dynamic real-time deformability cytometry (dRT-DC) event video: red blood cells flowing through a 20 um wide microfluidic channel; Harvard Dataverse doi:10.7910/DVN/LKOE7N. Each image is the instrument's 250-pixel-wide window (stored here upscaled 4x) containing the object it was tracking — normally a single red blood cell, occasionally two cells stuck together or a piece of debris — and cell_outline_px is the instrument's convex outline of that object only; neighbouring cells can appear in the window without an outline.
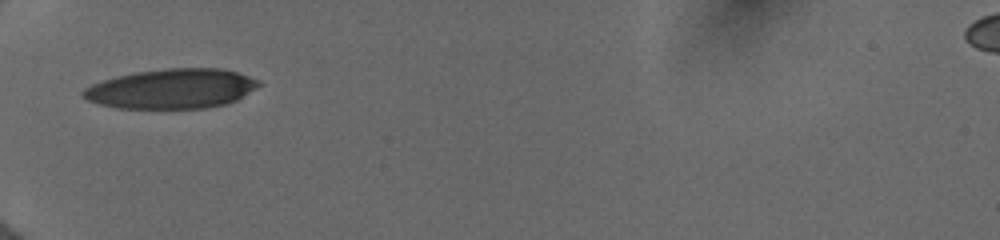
{"species": "human", "species_latin": "Homo sapiens", "temperature_condition": "cold", "stored_images_in_passage": 33, "camera_frame_rate_fps": 3000, "um_per_image_px": 0.085, "donor": {"sex": "female"}, "frame": {"image": 1, "passage_image": 1, "time_ms": 0.0, "image_size_px": [1000, 240], "cell_outline_px": [[264, 84], [236, 100], [224, 104], [204, 108], [116, 108], [100, 104], [88, 100], [80, 96], [80, 92], [84, 88], [92, 84], [116, 76], [132, 72], [164, 68], [220, 68], [236, 72], [260, 80]], "centroid_in_image_um": [14.58, 7.53], "position_along_channel_um": 70.4, "area_um2": 40.86}}
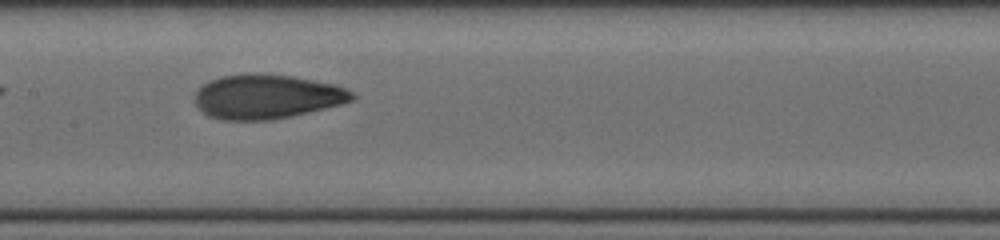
{"frame": {"image": 2, "passage_image": 10, "time_ms": 3.0, "image_size_px": [1000, 240], "cell_outline_px": [[356, 96], [352, 100], [340, 104], [292, 116], [272, 120], [224, 120], [208, 116], [196, 104], [196, 92], [204, 84], [220, 76], [256, 72], [292, 76], [336, 84], [352, 92]], "centroid_in_image_um": [22.69, 8.2], "position_along_channel_um": 184.7, "area_um2": 40.52}}
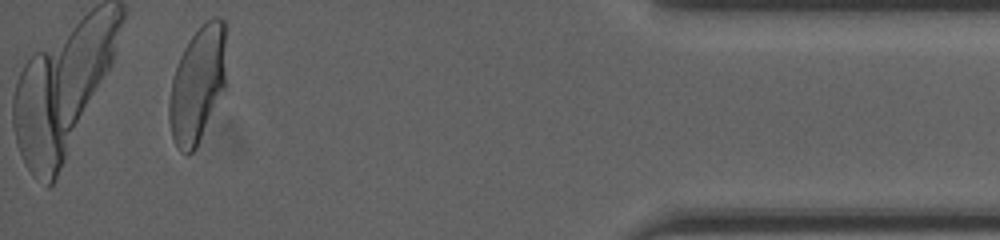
{"frame": {"image": 3, "passage_image": 31, "time_ms": 10.0, "image_size_px": [1000, 240], "cell_outline_px": [[224, 92], [196, 148], [188, 156], [180, 152], [172, 136], [168, 120], [168, 100], [172, 80], [180, 56], [184, 48], [200, 24], [212, 16], [220, 16], [224, 20]], "centroid_in_image_um": [16.77, 7.21], "position_along_channel_um": 418.4, "area_um2": 38.61}, "authors_computed_cell_mechanics": {"area_um2": 40.0554, "velocity_mm_per_s": 3.9928, "shape_relaxation_time_tau1_ms": 4.3012, "shape_relaxation_time_tau2_ms": 1.074, "deformation_change_tau1": 0.171, "deformation_change_tau2": 0.0676}}